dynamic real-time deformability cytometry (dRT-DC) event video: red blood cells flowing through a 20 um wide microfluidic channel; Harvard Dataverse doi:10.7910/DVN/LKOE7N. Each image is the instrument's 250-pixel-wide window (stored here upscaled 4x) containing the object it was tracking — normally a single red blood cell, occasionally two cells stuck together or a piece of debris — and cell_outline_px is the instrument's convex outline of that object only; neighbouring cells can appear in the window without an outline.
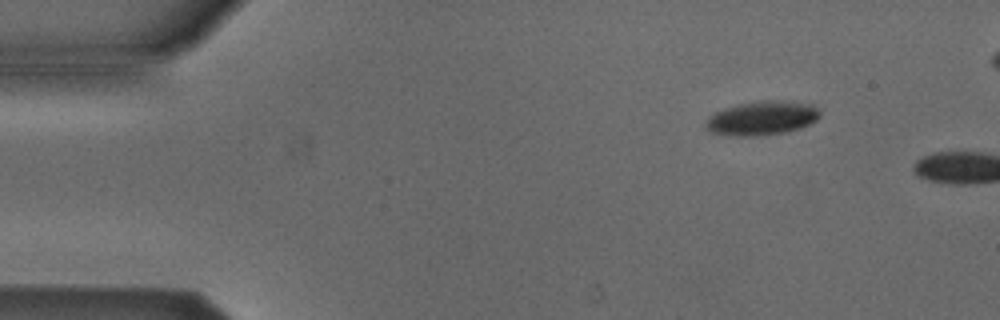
{"species": "Egyptian fruit bat (a non-hibernating species)", "species_latin": "Rousettus aegyptiacus", "temperature_condition": "cold", "stored_images_in_passage": 2, "camera_frame_rate_fps": 3000, "um_per_image_px": 0.085, "animal": {"sex": "male"}, "frame": {"image": 1, "passage_image": 1, "time_ms": 0.0, "image_size_px": [1000, 320], "cell_outline_px": [[820, 116], [816, 120], [800, 128], [784, 132], [752, 136], [736, 136], [712, 132], [704, 128], [704, 124], [708, 116], [716, 112], [740, 104], [764, 100], [772, 100], [816, 104], [820, 112]], "centroid_in_image_um": [64.78, 10.04], "position_along_channel_um": 20.2, "area_um2": 22.43}}